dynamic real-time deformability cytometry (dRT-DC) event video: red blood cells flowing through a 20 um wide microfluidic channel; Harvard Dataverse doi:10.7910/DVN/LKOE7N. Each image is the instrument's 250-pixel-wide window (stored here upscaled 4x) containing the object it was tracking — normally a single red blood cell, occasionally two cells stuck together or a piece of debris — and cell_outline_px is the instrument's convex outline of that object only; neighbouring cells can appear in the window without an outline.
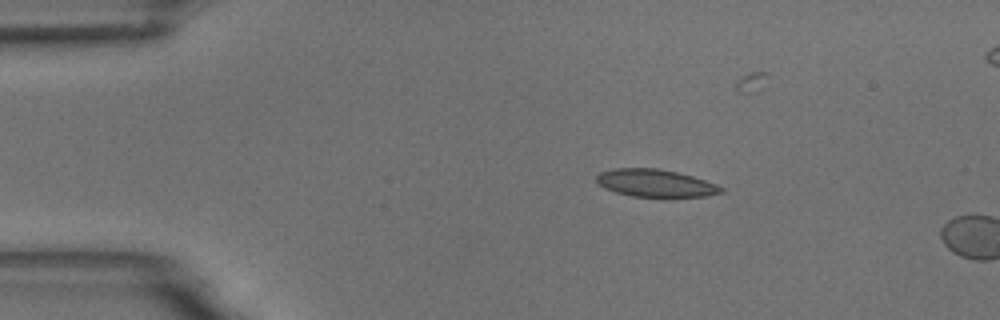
{"species": "common noctule bat (a hibernating species)", "species_latin": "Nyctalus noctula", "temperature_condition": "room temperature", "stored_images_in_passage": 15, "camera_frame_rate_fps": 3000, "um_per_image_px": 0.085, "animal": {"sex": "male", "body_mass_g": 18.8}, "frame": {"image": 1, "passage_image": 9, "time_ms": 2.667, "image_size_px": [1000, 320], "cell_outline_px": [[724, 192], [704, 196], [668, 200], [664, 200], [632, 196], [616, 192], [604, 188], [596, 184], [596, 176], [600, 172], [612, 168], [656, 168], [676, 172], [692, 176], [716, 184], [724, 188]], "centroid_in_image_um": [55.71, 15.62], "position_along_channel_um": 29.3, "area_um2": 20.92}}